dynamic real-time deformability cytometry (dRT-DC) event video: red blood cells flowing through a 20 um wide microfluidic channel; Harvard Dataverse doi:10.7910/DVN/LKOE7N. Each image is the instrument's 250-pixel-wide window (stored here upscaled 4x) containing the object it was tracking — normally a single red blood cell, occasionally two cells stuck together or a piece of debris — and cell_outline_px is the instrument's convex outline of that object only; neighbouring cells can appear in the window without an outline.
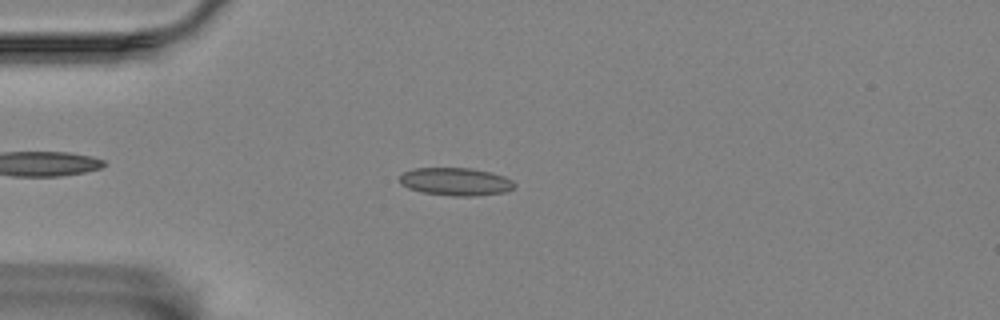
{"species": "Egyptian fruit bat (a non-hibernating species)", "species_latin": "Rousettus aegyptiacus", "temperature_condition": "room temperature", "stored_images_in_passage": 57, "camera_frame_rate_fps": 3000, "um_per_image_px": 0.085, "animal": {"sex": "female"}, "frame": {"image": 1, "passage_image": 14, "time_ms": 4.333, "image_size_px": [1000, 320], "cell_outline_px": [[516, 184], [512, 188], [504, 192], [476, 196], [452, 196], [420, 192], [408, 188], [400, 184], [400, 176], [404, 172], [416, 168], [472, 168], [492, 172], [504, 176], [512, 180]], "centroid_in_image_um": [38.73, 15.44], "position_along_channel_um": 46.3, "area_um2": 18.73}}
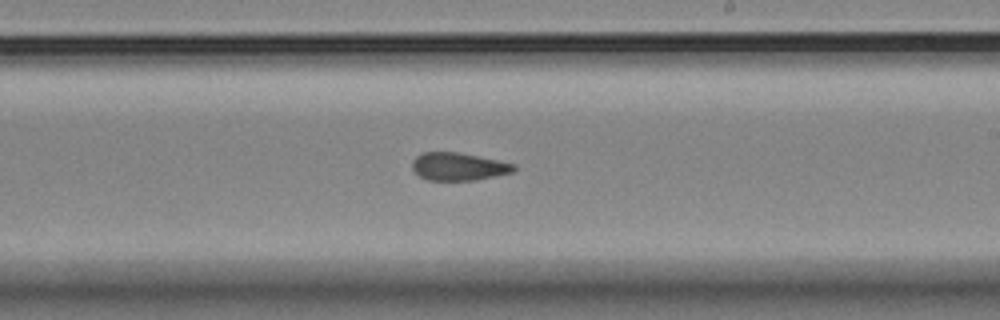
{"frame": {"image": 2, "passage_image": 33, "time_ms": 10.667, "image_size_px": [1000, 320], "cell_outline_px": [[516, 168], [512, 172], [476, 180], [428, 180], [420, 176], [412, 168], [412, 160], [416, 156], [424, 152], [456, 152], [516, 164]], "centroid_in_image_um": [38.95, 14.16], "position_along_channel_um": 250.1, "area_um2": 16.24}}
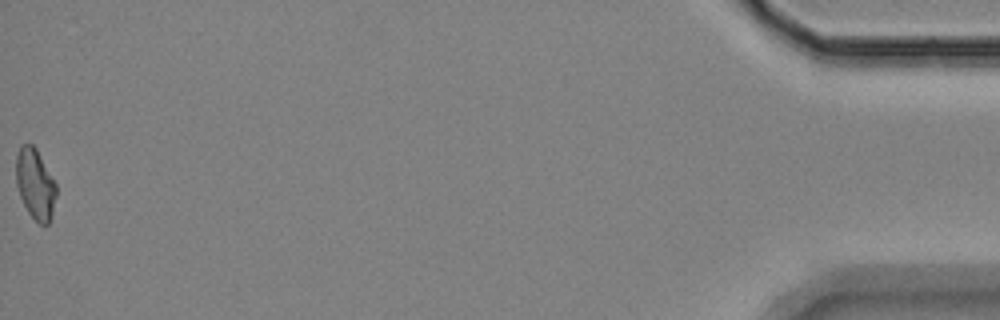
{"frame": {"image": 3, "passage_image": 57, "time_ms": 18.667, "image_size_px": [1000, 320], "cell_outline_px": [[56, 196], [52, 216], [48, 224], [40, 224], [28, 212], [20, 196], [16, 184], [16, 156], [20, 144], [32, 144], [36, 148], [56, 184]], "centroid_in_image_um": [2.99, 15.63], "position_along_channel_um": 432.2, "area_um2": 16.42}, "authors_computed_cell_mechanics": {"area_um2": 17.2244, "velocity_mm_per_s": 3.4637, "shape_relaxation_time_tau1_ms": null, "shape_relaxation_time_tau2_ms": 3.1875, "deformation_change_tau1": null, "deformation_change_tau2": 0.1068}}